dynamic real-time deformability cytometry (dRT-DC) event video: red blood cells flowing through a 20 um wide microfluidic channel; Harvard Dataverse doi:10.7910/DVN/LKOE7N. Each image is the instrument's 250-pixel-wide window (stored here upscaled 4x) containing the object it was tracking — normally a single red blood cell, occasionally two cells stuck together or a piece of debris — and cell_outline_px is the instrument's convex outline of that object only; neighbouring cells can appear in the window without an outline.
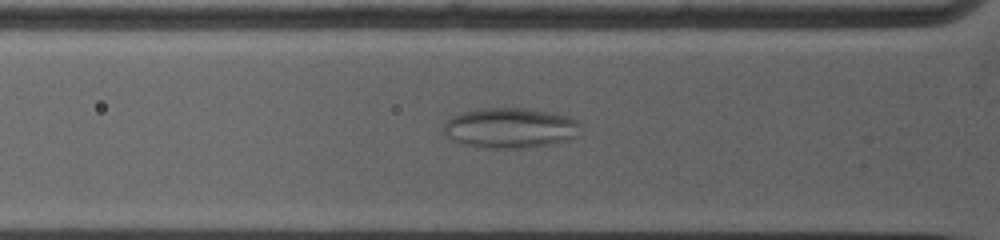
{"species": "common noctule bat (a hibernating species)", "species_latin": "Nyctalus noctula", "temperature_condition": "warm", "stored_images_in_passage": 63, "camera_frame_rate_fps": 5000, "um_per_image_px": 0.085, "animal": {"sex": "female", "body_mass_g": 19.0, "forearm_length_mm": 53.3}, "frame": {"image": 1, "passage_image": 15, "time_ms": 2.8, "image_size_px": [1000, 240], "cell_outline_px": [[580, 124], [576, 136], [568, 140], [556, 144], [528, 148], [484, 148], [460, 144], [452, 140], [444, 132], [444, 124], [452, 116], [464, 112], [480, 108], [528, 108], [556, 112], [568, 116], [576, 120]], "centroid_in_image_um": [43.39, 10.88], "position_along_channel_um": 82.4, "area_um2": 32.54}}
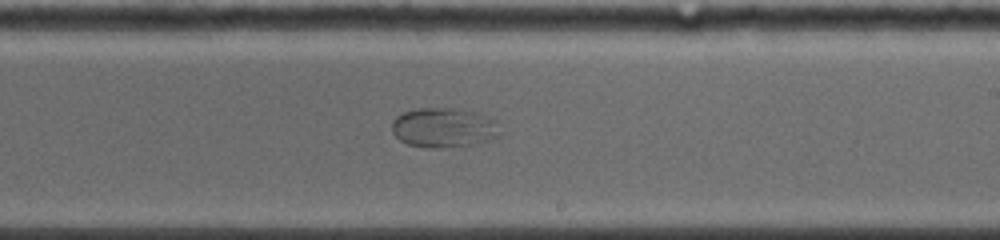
{"frame": {"image": 2, "passage_image": 37, "time_ms": 7.2, "image_size_px": [1000, 240], "cell_outline_px": [[504, 136], [476, 144], [440, 148], [428, 148], [408, 144], [400, 140], [392, 132], [392, 120], [396, 116], [404, 112], [416, 108], [452, 108], [476, 112], [500, 120], [504, 132]], "centroid_in_image_um": [37.84, 10.85], "position_along_channel_um": 251.2, "area_um2": 25.84}}
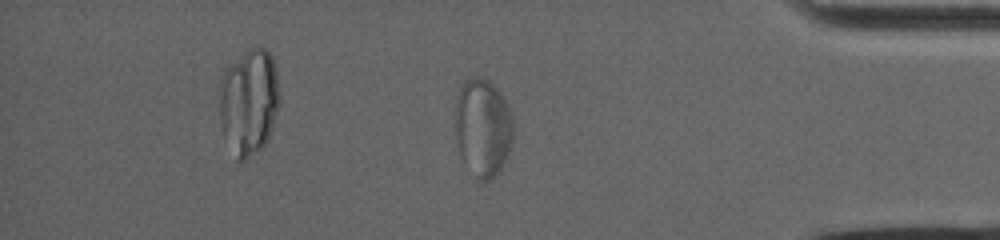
{"frame": {"image": 3, "passage_image": 59, "time_ms": 11.6, "image_size_px": [1000, 240], "cell_outline_px": [[512, 148], [500, 172], [492, 180], [476, 180], [464, 160], [460, 152], [456, 136], [456, 96], [460, 84], [464, 80], [472, 76], [480, 76], [488, 80], [504, 96], [512, 116]], "centroid_in_image_um": [41.06, 10.83], "position_along_channel_um": 394.1, "area_um2": 33.58}}